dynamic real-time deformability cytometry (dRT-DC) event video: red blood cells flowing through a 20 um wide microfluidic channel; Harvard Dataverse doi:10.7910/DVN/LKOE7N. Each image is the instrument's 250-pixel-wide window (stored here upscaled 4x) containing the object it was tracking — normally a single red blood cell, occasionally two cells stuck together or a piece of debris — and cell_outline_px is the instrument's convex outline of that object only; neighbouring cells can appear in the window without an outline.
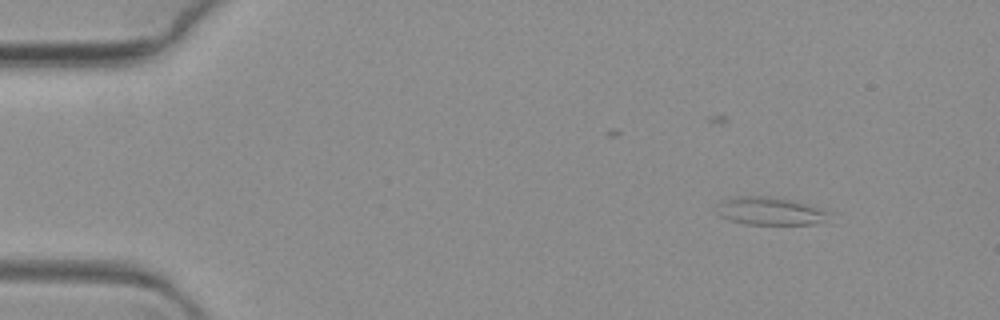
{"species": "common noctule bat (a hibernating species)", "species_latin": "Nyctalus noctula", "temperature_condition": "warm", "stored_images_in_passage": 5, "camera_frame_rate_fps": 3000, "um_per_image_px": 0.085, "animal": {"sex": "female", "body_mass_g": 19.3, "forearm_length_mm": 54.1}, "frame": {"image": 1, "passage_image": 2, "time_ms": 0.333, "image_size_px": [1000, 320], "cell_outline_px": [[836, 212], [824, 220], [812, 224], [744, 224], [728, 220], [720, 216], [716, 212], [720, 200], [736, 196], [764, 196], [808, 204]], "centroid_in_image_um": [65.45, 17.94], "position_along_channel_um": 19.5, "area_um2": 18.32}}